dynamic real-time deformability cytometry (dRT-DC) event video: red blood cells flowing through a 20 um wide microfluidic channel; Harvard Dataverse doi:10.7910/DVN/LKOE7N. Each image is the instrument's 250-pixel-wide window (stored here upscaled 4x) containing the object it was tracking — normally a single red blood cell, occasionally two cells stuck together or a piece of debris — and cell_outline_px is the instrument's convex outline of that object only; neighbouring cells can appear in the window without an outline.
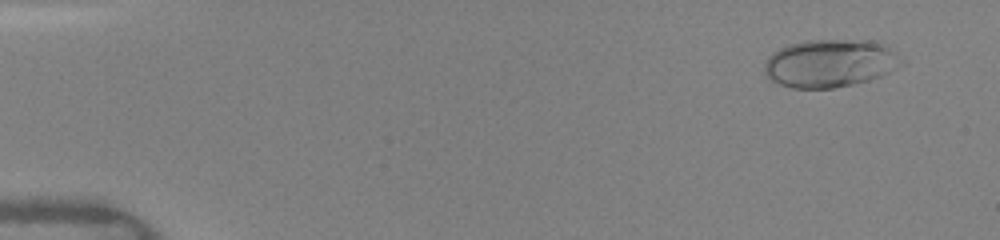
{"species": "human", "species_latin": "Homo sapiens", "temperature_condition": "warm", "stored_images_in_passage": 48, "camera_frame_rate_fps": 3000, "um_per_image_px": 0.085, "donor": {"sex": "female"}, "frame": {"image": 1, "passage_image": 3, "time_ms": 0.667, "image_size_px": [1000, 240], "cell_outline_px": [[904, 64], [880, 76], [868, 80], [852, 84], [832, 88], [792, 88], [780, 84], [772, 80], [764, 72], [764, 64], [768, 56], [772, 52], [788, 44], [808, 40], [880, 40], [896, 52], [904, 60]], "centroid_in_image_um": [70.58, 5.35], "position_along_channel_um": 14.4, "area_um2": 38.55}}
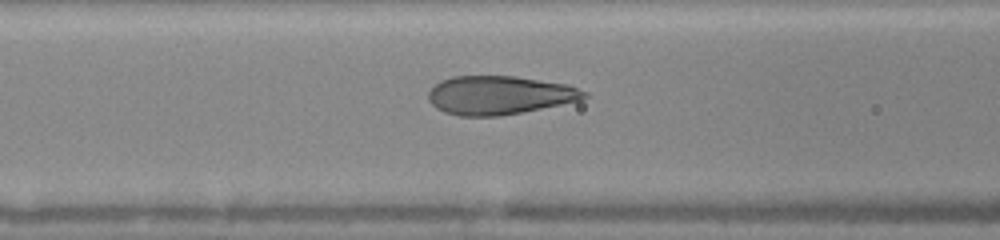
{"frame": {"image": 2, "passage_image": 20, "time_ms": 6.333, "image_size_px": [1000, 240], "cell_outline_px": [[588, 96], [580, 100], [500, 116], [460, 116], [444, 112], [436, 108], [428, 100], [428, 92], [440, 80], [452, 76], [516, 76], [568, 84], [588, 92]], "centroid_in_image_um": [42.43, 8.08], "position_along_channel_um": 124.2, "area_um2": 35.03}}
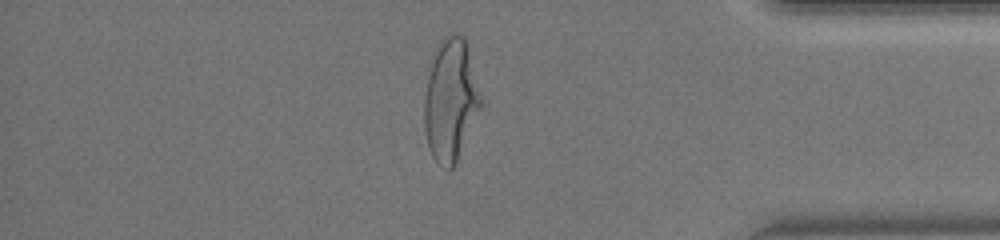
{"frame": {"image": 3, "passage_image": 41, "time_ms": 13.333, "image_size_px": [1000, 240], "cell_outline_px": [[480, 108], [456, 160], [452, 168], [448, 168], [440, 164], [432, 156], [428, 148], [424, 128], [424, 100], [428, 76], [436, 44], [448, 32], [456, 32], [464, 36], [480, 100]], "centroid_in_image_um": [38.24, 8.46], "position_along_channel_um": 397.0, "area_um2": 39.07}, "authors_computed_cell_mechanics": {"area_um2": 35.7204, "velocity_mm_per_s": 4.2112, "shape_relaxation_time_tau1_ms": 3.3367, "shape_relaxation_time_tau2_ms": null, "deformation_change_tau1": 0.2253, "deformation_change_tau2": null}}